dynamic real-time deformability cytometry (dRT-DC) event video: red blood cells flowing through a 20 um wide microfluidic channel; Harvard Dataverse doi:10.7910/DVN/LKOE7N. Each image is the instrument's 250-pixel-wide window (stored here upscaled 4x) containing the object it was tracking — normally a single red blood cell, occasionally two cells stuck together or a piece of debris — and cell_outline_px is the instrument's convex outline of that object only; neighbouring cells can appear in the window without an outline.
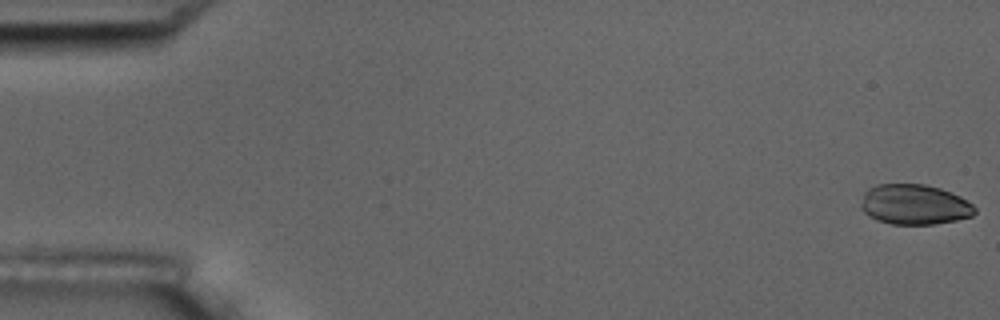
{"species": "common noctule bat (a hibernating species)", "species_latin": "Nyctalus noctula", "temperature_condition": "room temperature", "stored_images_in_passage": 7, "camera_frame_rate_fps": 3000, "um_per_image_px": 0.085, "animal": {"sex": "male", "body_mass_g": 17.5, "forearm_length_mm": 52.3}, "frame": {"image": 1, "passage_image": 1, "time_ms": 0.0, "image_size_px": [1000, 320], "cell_outline_px": [[976, 212], [972, 216], [956, 220], [936, 224], [892, 224], [876, 220], [868, 216], [860, 208], [860, 204], [864, 192], [868, 188], [876, 184], [924, 184], [940, 188], [952, 192], [960, 196], [972, 204], [976, 208]], "centroid_in_image_um": [77.71, 17.38], "position_along_channel_um": 7.3, "area_um2": 26.93}}